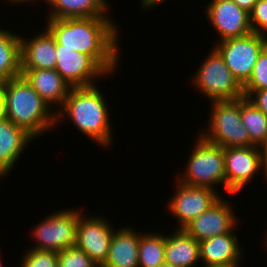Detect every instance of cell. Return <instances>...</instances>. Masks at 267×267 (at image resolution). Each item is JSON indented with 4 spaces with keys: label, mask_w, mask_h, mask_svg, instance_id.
<instances>
[{
    "label": "cell",
    "mask_w": 267,
    "mask_h": 267,
    "mask_svg": "<svg viewBox=\"0 0 267 267\" xmlns=\"http://www.w3.org/2000/svg\"><path fill=\"white\" fill-rule=\"evenodd\" d=\"M56 53L55 70L71 87L93 86L96 85L94 79L109 75L91 55L61 48L58 43Z\"/></svg>",
    "instance_id": "cell-10"
},
{
    "label": "cell",
    "mask_w": 267,
    "mask_h": 267,
    "mask_svg": "<svg viewBox=\"0 0 267 267\" xmlns=\"http://www.w3.org/2000/svg\"><path fill=\"white\" fill-rule=\"evenodd\" d=\"M158 267H175V266H173V265H171L169 263L164 262V263L160 264Z\"/></svg>",
    "instance_id": "cell-37"
},
{
    "label": "cell",
    "mask_w": 267,
    "mask_h": 267,
    "mask_svg": "<svg viewBox=\"0 0 267 267\" xmlns=\"http://www.w3.org/2000/svg\"><path fill=\"white\" fill-rule=\"evenodd\" d=\"M165 262L175 267H195L200 261L199 241L184 229L165 235Z\"/></svg>",
    "instance_id": "cell-20"
},
{
    "label": "cell",
    "mask_w": 267,
    "mask_h": 267,
    "mask_svg": "<svg viewBox=\"0 0 267 267\" xmlns=\"http://www.w3.org/2000/svg\"><path fill=\"white\" fill-rule=\"evenodd\" d=\"M211 50L192 77V84L210 102L243 98V87L232 75L218 51L214 47Z\"/></svg>",
    "instance_id": "cell-6"
},
{
    "label": "cell",
    "mask_w": 267,
    "mask_h": 267,
    "mask_svg": "<svg viewBox=\"0 0 267 267\" xmlns=\"http://www.w3.org/2000/svg\"><path fill=\"white\" fill-rule=\"evenodd\" d=\"M0 71L8 78L22 75L20 35L0 27Z\"/></svg>",
    "instance_id": "cell-22"
},
{
    "label": "cell",
    "mask_w": 267,
    "mask_h": 267,
    "mask_svg": "<svg viewBox=\"0 0 267 267\" xmlns=\"http://www.w3.org/2000/svg\"><path fill=\"white\" fill-rule=\"evenodd\" d=\"M20 52L21 70L55 69L56 41L46 28L30 39L20 36Z\"/></svg>",
    "instance_id": "cell-15"
},
{
    "label": "cell",
    "mask_w": 267,
    "mask_h": 267,
    "mask_svg": "<svg viewBox=\"0 0 267 267\" xmlns=\"http://www.w3.org/2000/svg\"><path fill=\"white\" fill-rule=\"evenodd\" d=\"M165 235L141 233L138 249L139 267H158L165 262Z\"/></svg>",
    "instance_id": "cell-24"
},
{
    "label": "cell",
    "mask_w": 267,
    "mask_h": 267,
    "mask_svg": "<svg viewBox=\"0 0 267 267\" xmlns=\"http://www.w3.org/2000/svg\"><path fill=\"white\" fill-rule=\"evenodd\" d=\"M240 117L250 141L260 146L267 136V116L246 97L240 98Z\"/></svg>",
    "instance_id": "cell-23"
},
{
    "label": "cell",
    "mask_w": 267,
    "mask_h": 267,
    "mask_svg": "<svg viewBox=\"0 0 267 267\" xmlns=\"http://www.w3.org/2000/svg\"><path fill=\"white\" fill-rule=\"evenodd\" d=\"M8 78L0 71V91L6 86Z\"/></svg>",
    "instance_id": "cell-34"
},
{
    "label": "cell",
    "mask_w": 267,
    "mask_h": 267,
    "mask_svg": "<svg viewBox=\"0 0 267 267\" xmlns=\"http://www.w3.org/2000/svg\"><path fill=\"white\" fill-rule=\"evenodd\" d=\"M5 118V96L3 91H0V120Z\"/></svg>",
    "instance_id": "cell-32"
},
{
    "label": "cell",
    "mask_w": 267,
    "mask_h": 267,
    "mask_svg": "<svg viewBox=\"0 0 267 267\" xmlns=\"http://www.w3.org/2000/svg\"><path fill=\"white\" fill-rule=\"evenodd\" d=\"M247 99L267 116V89L253 91Z\"/></svg>",
    "instance_id": "cell-29"
},
{
    "label": "cell",
    "mask_w": 267,
    "mask_h": 267,
    "mask_svg": "<svg viewBox=\"0 0 267 267\" xmlns=\"http://www.w3.org/2000/svg\"><path fill=\"white\" fill-rule=\"evenodd\" d=\"M176 187V193L169 198L167 207L178 220V229H183L221 197L216 189L188 186L180 181Z\"/></svg>",
    "instance_id": "cell-12"
},
{
    "label": "cell",
    "mask_w": 267,
    "mask_h": 267,
    "mask_svg": "<svg viewBox=\"0 0 267 267\" xmlns=\"http://www.w3.org/2000/svg\"><path fill=\"white\" fill-rule=\"evenodd\" d=\"M107 4L106 0H50L47 19L109 17Z\"/></svg>",
    "instance_id": "cell-21"
},
{
    "label": "cell",
    "mask_w": 267,
    "mask_h": 267,
    "mask_svg": "<svg viewBox=\"0 0 267 267\" xmlns=\"http://www.w3.org/2000/svg\"><path fill=\"white\" fill-rule=\"evenodd\" d=\"M129 226L116 229L112 235L108 257L102 267H139L140 232Z\"/></svg>",
    "instance_id": "cell-19"
},
{
    "label": "cell",
    "mask_w": 267,
    "mask_h": 267,
    "mask_svg": "<svg viewBox=\"0 0 267 267\" xmlns=\"http://www.w3.org/2000/svg\"><path fill=\"white\" fill-rule=\"evenodd\" d=\"M141 1V6L142 9H146L145 11H147L148 9H151L152 7H157L156 5H161V3L166 2V0H140Z\"/></svg>",
    "instance_id": "cell-31"
},
{
    "label": "cell",
    "mask_w": 267,
    "mask_h": 267,
    "mask_svg": "<svg viewBox=\"0 0 267 267\" xmlns=\"http://www.w3.org/2000/svg\"><path fill=\"white\" fill-rule=\"evenodd\" d=\"M0 267H3V263H2L1 257H0Z\"/></svg>",
    "instance_id": "cell-38"
},
{
    "label": "cell",
    "mask_w": 267,
    "mask_h": 267,
    "mask_svg": "<svg viewBox=\"0 0 267 267\" xmlns=\"http://www.w3.org/2000/svg\"><path fill=\"white\" fill-rule=\"evenodd\" d=\"M196 139L184 173L178 175L176 181L188 186L210 189L224 184L226 190L224 148L207 142L200 135Z\"/></svg>",
    "instance_id": "cell-5"
},
{
    "label": "cell",
    "mask_w": 267,
    "mask_h": 267,
    "mask_svg": "<svg viewBox=\"0 0 267 267\" xmlns=\"http://www.w3.org/2000/svg\"><path fill=\"white\" fill-rule=\"evenodd\" d=\"M80 210L67 209L54 212L38 223L32 232L33 249L59 252L76 245Z\"/></svg>",
    "instance_id": "cell-8"
},
{
    "label": "cell",
    "mask_w": 267,
    "mask_h": 267,
    "mask_svg": "<svg viewBox=\"0 0 267 267\" xmlns=\"http://www.w3.org/2000/svg\"><path fill=\"white\" fill-rule=\"evenodd\" d=\"M242 87L246 98L253 91L267 89V46L259 55L249 80Z\"/></svg>",
    "instance_id": "cell-25"
},
{
    "label": "cell",
    "mask_w": 267,
    "mask_h": 267,
    "mask_svg": "<svg viewBox=\"0 0 267 267\" xmlns=\"http://www.w3.org/2000/svg\"><path fill=\"white\" fill-rule=\"evenodd\" d=\"M39 96L52 108V104H64L70 90L69 85L55 69L21 70Z\"/></svg>",
    "instance_id": "cell-17"
},
{
    "label": "cell",
    "mask_w": 267,
    "mask_h": 267,
    "mask_svg": "<svg viewBox=\"0 0 267 267\" xmlns=\"http://www.w3.org/2000/svg\"><path fill=\"white\" fill-rule=\"evenodd\" d=\"M233 210L231 204L221 196L208 210L189 222L183 229L199 242L229 233L238 223Z\"/></svg>",
    "instance_id": "cell-14"
},
{
    "label": "cell",
    "mask_w": 267,
    "mask_h": 267,
    "mask_svg": "<svg viewBox=\"0 0 267 267\" xmlns=\"http://www.w3.org/2000/svg\"><path fill=\"white\" fill-rule=\"evenodd\" d=\"M259 150L263 155L265 162L267 163V136L265 137L264 141L259 146Z\"/></svg>",
    "instance_id": "cell-33"
},
{
    "label": "cell",
    "mask_w": 267,
    "mask_h": 267,
    "mask_svg": "<svg viewBox=\"0 0 267 267\" xmlns=\"http://www.w3.org/2000/svg\"><path fill=\"white\" fill-rule=\"evenodd\" d=\"M234 229L222 235L213 236L199 242L200 261L204 265L239 264L242 248Z\"/></svg>",
    "instance_id": "cell-18"
},
{
    "label": "cell",
    "mask_w": 267,
    "mask_h": 267,
    "mask_svg": "<svg viewBox=\"0 0 267 267\" xmlns=\"http://www.w3.org/2000/svg\"><path fill=\"white\" fill-rule=\"evenodd\" d=\"M210 104L208 127L198 132L204 140L223 148L254 146L240 117V99Z\"/></svg>",
    "instance_id": "cell-4"
},
{
    "label": "cell",
    "mask_w": 267,
    "mask_h": 267,
    "mask_svg": "<svg viewBox=\"0 0 267 267\" xmlns=\"http://www.w3.org/2000/svg\"><path fill=\"white\" fill-rule=\"evenodd\" d=\"M103 95L96 85L72 87L62 107L53 108L56 109V125L70 117L77 130L103 148H109L113 139V127L110 125V114Z\"/></svg>",
    "instance_id": "cell-2"
},
{
    "label": "cell",
    "mask_w": 267,
    "mask_h": 267,
    "mask_svg": "<svg viewBox=\"0 0 267 267\" xmlns=\"http://www.w3.org/2000/svg\"><path fill=\"white\" fill-rule=\"evenodd\" d=\"M205 267H239V264H212V265H204Z\"/></svg>",
    "instance_id": "cell-36"
},
{
    "label": "cell",
    "mask_w": 267,
    "mask_h": 267,
    "mask_svg": "<svg viewBox=\"0 0 267 267\" xmlns=\"http://www.w3.org/2000/svg\"><path fill=\"white\" fill-rule=\"evenodd\" d=\"M34 139L9 119L0 120V179L5 178V175L8 177L27 145Z\"/></svg>",
    "instance_id": "cell-16"
},
{
    "label": "cell",
    "mask_w": 267,
    "mask_h": 267,
    "mask_svg": "<svg viewBox=\"0 0 267 267\" xmlns=\"http://www.w3.org/2000/svg\"><path fill=\"white\" fill-rule=\"evenodd\" d=\"M249 15L252 32L267 36V0H258Z\"/></svg>",
    "instance_id": "cell-28"
},
{
    "label": "cell",
    "mask_w": 267,
    "mask_h": 267,
    "mask_svg": "<svg viewBox=\"0 0 267 267\" xmlns=\"http://www.w3.org/2000/svg\"><path fill=\"white\" fill-rule=\"evenodd\" d=\"M33 2L34 0H8V2H11L13 5H14V3L15 4H24L25 2H28V3H30V2ZM36 1V0H35ZM38 1V0H37ZM42 1H45L46 2V4H48L49 5V3H50V0H42Z\"/></svg>",
    "instance_id": "cell-35"
},
{
    "label": "cell",
    "mask_w": 267,
    "mask_h": 267,
    "mask_svg": "<svg viewBox=\"0 0 267 267\" xmlns=\"http://www.w3.org/2000/svg\"><path fill=\"white\" fill-rule=\"evenodd\" d=\"M58 267H99L83 250L76 246L58 252Z\"/></svg>",
    "instance_id": "cell-27"
},
{
    "label": "cell",
    "mask_w": 267,
    "mask_h": 267,
    "mask_svg": "<svg viewBox=\"0 0 267 267\" xmlns=\"http://www.w3.org/2000/svg\"><path fill=\"white\" fill-rule=\"evenodd\" d=\"M238 7L250 13L258 0H232Z\"/></svg>",
    "instance_id": "cell-30"
},
{
    "label": "cell",
    "mask_w": 267,
    "mask_h": 267,
    "mask_svg": "<svg viewBox=\"0 0 267 267\" xmlns=\"http://www.w3.org/2000/svg\"><path fill=\"white\" fill-rule=\"evenodd\" d=\"M5 96V118L34 138L55 128L56 110L39 96L23 75L7 80L2 90Z\"/></svg>",
    "instance_id": "cell-3"
},
{
    "label": "cell",
    "mask_w": 267,
    "mask_h": 267,
    "mask_svg": "<svg viewBox=\"0 0 267 267\" xmlns=\"http://www.w3.org/2000/svg\"><path fill=\"white\" fill-rule=\"evenodd\" d=\"M205 14L220 36L219 41L242 37L252 32L249 13L232 0H211L206 6Z\"/></svg>",
    "instance_id": "cell-13"
},
{
    "label": "cell",
    "mask_w": 267,
    "mask_h": 267,
    "mask_svg": "<svg viewBox=\"0 0 267 267\" xmlns=\"http://www.w3.org/2000/svg\"><path fill=\"white\" fill-rule=\"evenodd\" d=\"M77 225L76 247L83 250L99 267L108 257L112 235L115 231L108 219L81 214ZM108 221V222H107Z\"/></svg>",
    "instance_id": "cell-11"
},
{
    "label": "cell",
    "mask_w": 267,
    "mask_h": 267,
    "mask_svg": "<svg viewBox=\"0 0 267 267\" xmlns=\"http://www.w3.org/2000/svg\"><path fill=\"white\" fill-rule=\"evenodd\" d=\"M226 192L235 195L252 181L259 171L267 179V163L259 146L224 148Z\"/></svg>",
    "instance_id": "cell-9"
},
{
    "label": "cell",
    "mask_w": 267,
    "mask_h": 267,
    "mask_svg": "<svg viewBox=\"0 0 267 267\" xmlns=\"http://www.w3.org/2000/svg\"><path fill=\"white\" fill-rule=\"evenodd\" d=\"M267 46V36L251 32L215 43L214 48L223 58L235 79L243 86L250 78L256 61Z\"/></svg>",
    "instance_id": "cell-7"
},
{
    "label": "cell",
    "mask_w": 267,
    "mask_h": 267,
    "mask_svg": "<svg viewBox=\"0 0 267 267\" xmlns=\"http://www.w3.org/2000/svg\"><path fill=\"white\" fill-rule=\"evenodd\" d=\"M28 250L22 255L20 267H58V252L33 248Z\"/></svg>",
    "instance_id": "cell-26"
},
{
    "label": "cell",
    "mask_w": 267,
    "mask_h": 267,
    "mask_svg": "<svg viewBox=\"0 0 267 267\" xmlns=\"http://www.w3.org/2000/svg\"><path fill=\"white\" fill-rule=\"evenodd\" d=\"M46 21V29L61 48L91 55L109 74L117 70L120 63L117 44V41H120V32L117 23L115 24L111 18H66Z\"/></svg>",
    "instance_id": "cell-1"
}]
</instances>
